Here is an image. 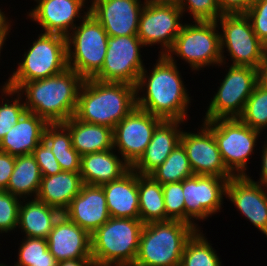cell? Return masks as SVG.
<instances>
[{
    "label": "cell",
    "mask_w": 267,
    "mask_h": 266,
    "mask_svg": "<svg viewBox=\"0 0 267 266\" xmlns=\"http://www.w3.org/2000/svg\"><path fill=\"white\" fill-rule=\"evenodd\" d=\"M222 14L246 13L251 0H216Z\"/></svg>",
    "instance_id": "43"
},
{
    "label": "cell",
    "mask_w": 267,
    "mask_h": 266,
    "mask_svg": "<svg viewBox=\"0 0 267 266\" xmlns=\"http://www.w3.org/2000/svg\"><path fill=\"white\" fill-rule=\"evenodd\" d=\"M63 214L79 227L92 234L110 219L102 186L83 184Z\"/></svg>",
    "instance_id": "20"
},
{
    "label": "cell",
    "mask_w": 267,
    "mask_h": 266,
    "mask_svg": "<svg viewBox=\"0 0 267 266\" xmlns=\"http://www.w3.org/2000/svg\"><path fill=\"white\" fill-rule=\"evenodd\" d=\"M251 21L253 31L267 47V0H255L245 13Z\"/></svg>",
    "instance_id": "40"
},
{
    "label": "cell",
    "mask_w": 267,
    "mask_h": 266,
    "mask_svg": "<svg viewBox=\"0 0 267 266\" xmlns=\"http://www.w3.org/2000/svg\"><path fill=\"white\" fill-rule=\"evenodd\" d=\"M195 231L177 220L144 224L133 266H180L185 244Z\"/></svg>",
    "instance_id": "5"
},
{
    "label": "cell",
    "mask_w": 267,
    "mask_h": 266,
    "mask_svg": "<svg viewBox=\"0 0 267 266\" xmlns=\"http://www.w3.org/2000/svg\"><path fill=\"white\" fill-rule=\"evenodd\" d=\"M266 145L263 146V150H262V169H261V175H260V179L259 182L261 185H263L264 189L267 188V141L265 143ZM266 187V188H265Z\"/></svg>",
    "instance_id": "46"
},
{
    "label": "cell",
    "mask_w": 267,
    "mask_h": 266,
    "mask_svg": "<svg viewBox=\"0 0 267 266\" xmlns=\"http://www.w3.org/2000/svg\"><path fill=\"white\" fill-rule=\"evenodd\" d=\"M175 3L184 13L186 11L193 15L195 21H217L222 15L216 0H176ZM188 8V9H187Z\"/></svg>",
    "instance_id": "38"
},
{
    "label": "cell",
    "mask_w": 267,
    "mask_h": 266,
    "mask_svg": "<svg viewBox=\"0 0 267 266\" xmlns=\"http://www.w3.org/2000/svg\"><path fill=\"white\" fill-rule=\"evenodd\" d=\"M63 124L69 129L72 146L81 155L113 149V129L83 122L72 116Z\"/></svg>",
    "instance_id": "27"
},
{
    "label": "cell",
    "mask_w": 267,
    "mask_h": 266,
    "mask_svg": "<svg viewBox=\"0 0 267 266\" xmlns=\"http://www.w3.org/2000/svg\"><path fill=\"white\" fill-rule=\"evenodd\" d=\"M63 213L45 204L37 198L19 206L18 226L25 237H37L47 239L55 222Z\"/></svg>",
    "instance_id": "28"
},
{
    "label": "cell",
    "mask_w": 267,
    "mask_h": 266,
    "mask_svg": "<svg viewBox=\"0 0 267 266\" xmlns=\"http://www.w3.org/2000/svg\"><path fill=\"white\" fill-rule=\"evenodd\" d=\"M230 178L193 175L183 180L185 223L199 230L192 220H204L221 210Z\"/></svg>",
    "instance_id": "14"
},
{
    "label": "cell",
    "mask_w": 267,
    "mask_h": 266,
    "mask_svg": "<svg viewBox=\"0 0 267 266\" xmlns=\"http://www.w3.org/2000/svg\"><path fill=\"white\" fill-rule=\"evenodd\" d=\"M156 66L148 76L141 71L135 86L136 107L162 120L185 121L190 97L173 57L159 55ZM175 61V62H174ZM145 86V87H144ZM146 92L138 96L139 90Z\"/></svg>",
    "instance_id": "1"
},
{
    "label": "cell",
    "mask_w": 267,
    "mask_h": 266,
    "mask_svg": "<svg viewBox=\"0 0 267 266\" xmlns=\"http://www.w3.org/2000/svg\"><path fill=\"white\" fill-rule=\"evenodd\" d=\"M183 121L162 120L154 129L150 143L143 155L131 167L139 175H150L167 159L170 153L180 143Z\"/></svg>",
    "instance_id": "22"
},
{
    "label": "cell",
    "mask_w": 267,
    "mask_h": 266,
    "mask_svg": "<svg viewBox=\"0 0 267 266\" xmlns=\"http://www.w3.org/2000/svg\"><path fill=\"white\" fill-rule=\"evenodd\" d=\"M180 266H221V262L207 238L196 230L185 244Z\"/></svg>",
    "instance_id": "33"
},
{
    "label": "cell",
    "mask_w": 267,
    "mask_h": 266,
    "mask_svg": "<svg viewBox=\"0 0 267 266\" xmlns=\"http://www.w3.org/2000/svg\"><path fill=\"white\" fill-rule=\"evenodd\" d=\"M141 0H92L90 13L110 37L137 35Z\"/></svg>",
    "instance_id": "17"
},
{
    "label": "cell",
    "mask_w": 267,
    "mask_h": 266,
    "mask_svg": "<svg viewBox=\"0 0 267 266\" xmlns=\"http://www.w3.org/2000/svg\"><path fill=\"white\" fill-rule=\"evenodd\" d=\"M250 176H233L226 185V196L267 237V189Z\"/></svg>",
    "instance_id": "18"
},
{
    "label": "cell",
    "mask_w": 267,
    "mask_h": 266,
    "mask_svg": "<svg viewBox=\"0 0 267 266\" xmlns=\"http://www.w3.org/2000/svg\"><path fill=\"white\" fill-rule=\"evenodd\" d=\"M32 155L35 157L40 167L42 176H52L63 171L51 151L50 146L44 140L38 144Z\"/></svg>",
    "instance_id": "41"
},
{
    "label": "cell",
    "mask_w": 267,
    "mask_h": 266,
    "mask_svg": "<svg viewBox=\"0 0 267 266\" xmlns=\"http://www.w3.org/2000/svg\"><path fill=\"white\" fill-rule=\"evenodd\" d=\"M83 81L76 71L68 67L57 75L24 82L16 91L25 93L27 112L44 118L48 123H63L75 114Z\"/></svg>",
    "instance_id": "2"
},
{
    "label": "cell",
    "mask_w": 267,
    "mask_h": 266,
    "mask_svg": "<svg viewBox=\"0 0 267 266\" xmlns=\"http://www.w3.org/2000/svg\"><path fill=\"white\" fill-rule=\"evenodd\" d=\"M143 46L137 35L109 36L103 67L93 79L136 86L139 75L145 68L140 54Z\"/></svg>",
    "instance_id": "12"
},
{
    "label": "cell",
    "mask_w": 267,
    "mask_h": 266,
    "mask_svg": "<svg viewBox=\"0 0 267 266\" xmlns=\"http://www.w3.org/2000/svg\"><path fill=\"white\" fill-rule=\"evenodd\" d=\"M48 249L58 262L92 258L91 234L64 214L55 222L48 238Z\"/></svg>",
    "instance_id": "21"
},
{
    "label": "cell",
    "mask_w": 267,
    "mask_h": 266,
    "mask_svg": "<svg viewBox=\"0 0 267 266\" xmlns=\"http://www.w3.org/2000/svg\"><path fill=\"white\" fill-rule=\"evenodd\" d=\"M81 22L66 36L67 60L69 68L89 79L103 67L109 36L91 13Z\"/></svg>",
    "instance_id": "7"
},
{
    "label": "cell",
    "mask_w": 267,
    "mask_h": 266,
    "mask_svg": "<svg viewBox=\"0 0 267 266\" xmlns=\"http://www.w3.org/2000/svg\"><path fill=\"white\" fill-rule=\"evenodd\" d=\"M110 217L140 219L138 173L130 168L119 179L101 185Z\"/></svg>",
    "instance_id": "23"
},
{
    "label": "cell",
    "mask_w": 267,
    "mask_h": 266,
    "mask_svg": "<svg viewBox=\"0 0 267 266\" xmlns=\"http://www.w3.org/2000/svg\"><path fill=\"white\" fill-rule=\"evenodd\" d=\"M182 26L180 33L166 57L173 54L190 64L192 70H199L211 64L222 63L220 49V32L216 21H195ZM219 33V34H218Z\"/></svg>",
    "instance_id": "9"
},
{
    "label": "cell",
    "mask_w": 267,
    "mask_h": 266,
    "mask_svg": "<svg viewBox=\"0 0 267 266\" xmlns=\"http://www.w3.org/2000/svg\"><path fill=\"white\" fill-rule=\"evenodd\" d=\"M31 46L5 87L16 90L24 82L48 78L68 68L66 37L41 33Z\"/></svg>",
    "instance_id": "6"
},
{
    "label": "cell",
    "mask_w": 267,
    "mask_h": 266,
    "mask_svg": "<svg viewBox=\"0 0 267 266\" xmlns=\"http://www.w3.org/2000/svg\"><path fill=\"white\" fill-rule=\"evenodd\" d=\"M143 225L140 219L110 217L91 234V252L95 265L133 266Z\"/></svg>",
    "instance_id": "4"
},
{
    "label": "cell",
    "mask_w": 267,
    "mask_h": 266,
    "mask_svg": "<svg viewBox=\"0 0 267 266\" xmlns=\"http://www.w3.org/2000/svg\"><path fill=\"white\" fill-rule=\"evenodd\" d=\"M238 119L259 132L267 127V90L257 84Z\"/></svg>",
    "instance_id": "35"
},
{
    "label": "cell",
    "mask_w": 267,
    "mask_h": 266,
    "mask_svg": "<svg viewBox=\"0 0 267 266\" xmlns=\"http://www.w3.org/2000/svg\"><path fill=\"white\" fill-rule=\"evenodd\" d=\"M48 124L44 118L26 111L0 142V151L13 156L33 154Z\"/></svg>",
    "instance_id": "24"
},
{
    "label": "cell",
    "mask_w": 267,
    "mask_h": 266,
    "mask_svg": "<svg viewBox=\"0 0 267 266\" xmlns=\"http://www.w3.org/2000/svg\"><path fill=\"white\" fill-rule=\"evenodd\" d=\"M15 166V156L0 151V190H6Z\"/></svg>",
    "instance_id": "42"
},
{
    "label": "cell",
    "mask_w": 267,
    "mask_h": 266,
    "mask_svg": "<svg viewBox=\"0 0 267 266\" xmlns=\"http://www.w3.org/2000/svg\"><path fill=\"white\" fill-rule=\"evenodd\" d=\"M185 148L179 143L167 159L150 176L161 185L181 182L193 176Z\"/></svg>",
    "instance_id": "32"
},
{
    "label": "cell",
    "mask_w": 267,
    "mask_h": 266,
    "mask_svg": "<svg viewBox=\"0 0 267 266\" xmlns=\"http://www.w3.org/2000/svg\"><path fill=\"white\" fill-rule=\"evenodd\" d=\"M182 14L176 3L145 4L139 19L138 38L144 46L160 43L163 49L160 55H166L183 26Z\"/></svg>",
    "instance_id": "13"
},
{
    "label": "cell",
    "mask_w": 267,
    "mask_h": 266,
    "mask_svg": "<svg viewBox=\"0 0 267 266\" xmlns=\"http://www.w3.org/2000/svg\"><path fill=\"white\" fill-rule=\"evenodd\" d=\"M138 199L140 220L144 224L166 221L162 185L150 175L138 174Z\"/></svg>",
    "instance_id": "31"
},
{
    "label": "cell",
    "mask_w": 267,
    "mask_h": 266,
    "mask_svg": "<svg viewBox=\"0 0 267 266\" xmlns=\"http://www.w3.org/2000/svg\"><path fill=\"white\" fill-rule=\"evenodd\" d=\"M112 150L81 156L80 176L83 184L101 186L119 179L131 168Z\"/></svg>",
    "instance_id": "25"
},
{
    "label": "cell",
    "mask_w": 267,
    "mask_h": 266,
    "mask_svg": "<svg viewBox=\"0 0 267 266\" xmlns=\"http://www.w3.org/2000/svg\"><path fill=\"white\" fill-rule=\"evenodd\" d=\"M203 124L213 133L226 168L234 176L247 175V161L261 132L238 118L215 119Z\"/></svg>",
    "instance_id": "8"
},
{
    "label": "cell",
    "mask_w": 267,
    "mask_h": 266,
    "mask_svg": "<svg viewBox=\"0 0 267 266\" xmlns=\"http://www.w3.org/2000/svg\"><path fill=\"white\" fill-rule=\"evenodd\" d=\"M11 193L0 190V233H7L18 227L21 200Z\"/></svg>",
    "instance_id": "39"
},
{
    "label": "cell",
    "mask_w": 267,
    "mask_h": 266,
    "mask_svg": "<svg viewBox=\"0 0 267 266\" xmlns=\"http://www.w3.org/2000/svg\"><path fill=\"white\" fill-rule=\"evenodd\" d=\"M43 140L63 171L80 173L81 155L73 148L70 131L63 123H49Z\"/></svg>",
    "instance_id": "30"
},
{
    "label": "cell",
    "mask_w": 267,
    "mask_h": 266,
    "mask_svg": "<svg viewBox=\"0 0 267 266\" xmlns=\"http://www.w3.org/2000/svg\"><path fill=\"white\" fill-rule=\"evenodd\" d=\"M176 0H144V4L147 3H175Z\"/></svg>",
    "instance_id": "48"
},
{
    "label": "cell",
    "mask_w": 267,
    "mask_h": 266,
    "mask_svg": "<svg viewBox=\"0 0 267 266\" xmlns=\"http://www.w3.org/2000/svg\"><path fill=\"white\" fill-rule=\"evenodd\" d=\"M14 266H57L58 261L48 249L45 238L25 237ZM7 266V265H4Z\"/></svg>",
    "instance_id": "34"
},
{
    "label": "cell",
    "mask_w": 267,
    "mask_h": 266,
    "mask_svg": "<svg viewBox=\"0 0 267 266\" xmlns=\"http://www.w3.org/2000/svg\"><path fill=\"white\" fill-rule=\"evenodd\" d=\"M135 107V86L89 78L80 87L74 117L114 129Z\"/></svg>",
    "instance_id": "3"
},
{
    "label": "cell",
    "mask_w": 267,
    "mask_h": 266,
    "mask_svg": "<svg viewBox=\"0 0 267 266\" xmlns=\"http://www.w3.org/2000/svg\"><path fill=\"white\" fill-rule=\"evenodd\" d=\"M257 85V69L230 65L208 106L204 121L238 118Z\"/></svg>",
    "instance_id": "11"
},
{
    "label": "cell",
    "mask_w": 267,
    "mask_h": 266,
    "mask_svg": "<svg viewBox=\"0 0 267 266\" xmlns=\"http://www.w3.org/2000/svg\"><path fill=\"white\" fill-rule=\"evenodd\" d=\"M257 84L267 90V55L257 67Z\"/></svg>",
    "instance_id": "44"
},
{
    "label": "cell",
    "mask_w": 267,
    "mask_h": 266,
    "mask_svg": "<svg viewBox=\"0 0 267 266\" xmlns=\"http://www.w3.org/2000/svg\"><path fill=\"white\" fill-rule=\"evenodd\" d=\"M41 179L40 167L32 154L15 156L14 170L5 191L26 202L24 198L27 199L30 194L33 196L32 193L35 194L33 198L37 197Z\"/></svg>",
    "instance_id": "29"
},
{
    "label": "cell",
    "mask_w": 267,
    "mask_h": 266,
    "mask_svg": "<svg viewBox=\"0 0 267 266\" xmlns=\"http://www.w3.org/2000/svg\"><path fill=\"white\" fill-rule=\"evenodd\" d=\"M57 266H96L92 258L69 259L58 262Z\"/></svg>",
    "instance_id": "45"
},
{
    "label": "cell",
    "mask_w": 267,
    "mask_h": 266,
    "mask_svg": "<svg viewBox=\"0 0 267 266\" xmlns=\"http://www.w3.org/2000/svg\"><path fill=\"white\" fill-rule=\"evenodd\" d=\"M6 20L5 14L0 9V32H10L11 25Z\"/></svg>",
    "instance_id": "47"
},
{
    "label": "cell",
    "mask_w": 267,
    "mask_h": 266,
    "mask_svg": "<svg viewBox=\"0 0 267 266\" xmlns=\"http://www.w3.org/2000/svg\"><path fill=\"white\" fill-rule=\"evenodd\" d=\"M82 185L80 173L62 171L52 176H42L36 198L63 213L79 194Z\"/></svg>",
    "instance_id": "26"
},
{
    "label": "cell",
    "mask_w": 267,
    "mask_h": 266,
    "mask_svg": "<svg viewBox=\"0 0 267 266\" xmlns=\"http://www.w3.org/2000/svg\"><path fill=\"white\" fill-rule=\"evenodd\" d=\"M7 34H9V32H0V51L2 49V46L4 45V41L6 40Z\"/></svg>",
    "instance_id": "49"
},
{
    "label": "cell",
    "mask_w": 267,
    "mask_h": 266,
    "mask_svg": "<svg viewBox=\"0 0 267 266\" xmlns=\"http://www.w3.org/2000/svg\"><path fill=\"white\" fill-rule=\"evenodd\" d=\"M35 1L38 4L30 11L28 16L42 26L45 31L44 33L58 34L66 37L76 26L74 24L75 18L84 19L90 13V8H88L87 12L80 16L81 8L85 6L86 0Z\"/></svg>",
    "instance_id": "19"
},
{
    "label": "cell",
    "mask_w": 267,
    "mask_h": 266,
    "mask_svg": "<svg viewBox=\"0 0 267 266\" xmlns=\"http://www.w3.org/2000/svg\"><path fill=\"white\" fill-rule=\"evenodd\" d=\"M202 126L197 133L182 130L180 137L194 175L233 177L223 163L213 133L204 124Z\"/></svg>",
    "instance_id": "16"
},
{
    "label": "cell",
    "mask_w": 267,
    "mask_h": 266,
    "mask_svg": "<svg viewBox=\"0 0 267 266\" xmlns=\"http://www.w3.org/2000/svg\"><path fill=\"white\" fill-rule=\"evenodd\" d=\"M161 118L135 107L113 129V149L132 167L143 155Z\"/></svg>",
    "instance_id": "15"
},
{
    "label": "cell",
    "mask_w": 267,
    "mask_h": 266,
    "mask_svg": "<svg viewBox=\"0 0 267 266\" xmlns=\"http://www.w3.org/2000/svg\"><path fill=\"white\" fill-rule=\"evenodd\" d=\"M2 93L6 95H15L13 103L5 102L0 105V142L3 140L4 136L11 130L12 126L18 122L20 117L26 112V107L24 102L21 103V93L16 90L10 89L3 85ZM10 103V104H9Z\"/></svg>",
    "instance_id": "36"
},
{
    "label": "cell",
    "mask_w": 267,
    "mask_h": 266,
    "mask_svg": "<svg viewBox=\"0 0 267 266\" xmlns=\"http://www.w3.org/2000/svg\"><path fill=\"white\" fill-rule=\"evenodd\" d=\"M220 21L223 34L220 33L222 64H225L223 51L226 47L233 66H249L257 69L267 55V47L253 31L250 19L245 13L222 14Z\"/></svg>",
    "instance_id": "10"
},
{
    "label": "cell",
    "mask_w": 267,
    "mask_h": 266,
    "mask_svg": "<svg viewBox=\"0 0 267 266\" xmlns=\"http://www.w3.org/2000/svg\"><path fill=\"white\" fill-rule=\"evenodd\" d=\"M166 210V221L177 220L185 222V203L183 195V181L162 185Z\"/></svg>",
    "instance_id": "37"
}]
</instances>
